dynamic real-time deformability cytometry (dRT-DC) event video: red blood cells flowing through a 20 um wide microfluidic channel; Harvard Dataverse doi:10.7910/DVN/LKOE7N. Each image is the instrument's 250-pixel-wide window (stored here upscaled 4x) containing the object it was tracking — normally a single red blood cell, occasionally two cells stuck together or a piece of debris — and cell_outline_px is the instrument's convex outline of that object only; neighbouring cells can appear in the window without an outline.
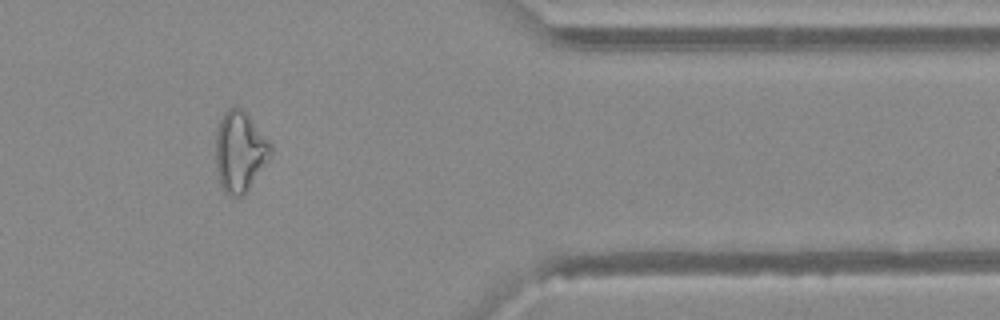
{"species": "Egyptian fruit bat (a non-hibernating species)", "species_latin": "Rousettus aegyptiacus", "temperature_condition": "warm", "stored_images_in_passage": 41, "camera_frame_rate_fps": 3000, "um_per_image_px": 0.085, "animal": {"sex": "female"}, "frame": {"image": 1, "passage_image": 35, "time_ms": 11.333, "image_size_px": [1000, 320], "cell_outline_px": [[272, 148], [268, 156], [248, 188], [240, 196], [228, 196], [224, 192], [220, 184], [216, 168], [216, 132], [220, 120], [224, 112], [228, 108], [236, 104], [252, 120], [272, 144]], "centroid_in_image_um": [20.33, 12.84], "position_along_channel_um": 391.1, "area_um2": 25.14}}